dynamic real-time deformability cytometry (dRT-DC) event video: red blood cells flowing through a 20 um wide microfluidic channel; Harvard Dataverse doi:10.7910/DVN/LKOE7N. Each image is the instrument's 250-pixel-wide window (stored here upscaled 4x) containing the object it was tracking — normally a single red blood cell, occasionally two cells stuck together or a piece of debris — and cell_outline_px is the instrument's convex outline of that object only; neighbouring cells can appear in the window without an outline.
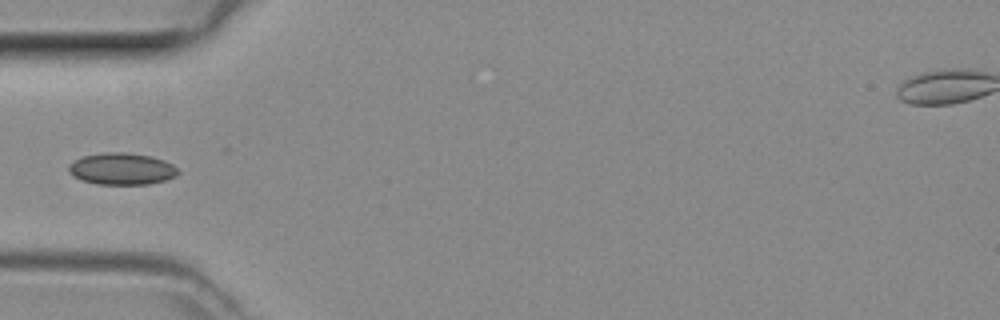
{"species": "common noctule bat (a hibernating species)", "species_latin": "Nyctalus noctula", "temperature_condition": "room temperature", "stored_images_in_passage": 28, "camera_frame_rate_fps": 3000, "um_per_image_px": 0.085, "animal": {"sex": "female", "body_mass_g": 29.2, "forearm_length_mm": 56.3}, "frame": {"image": 1, "passage_image": 1, "time_ms": 0.0, "image_size_px": [1000, 320], "cell_outline_px": [[180, 172], [176, 176], [164, 180], [148, 184], [96, 184], [80, 180], [72, 176], [68, 172], [68, 164], [84, 156], [108, 152], [124, 152], [148, 156], [164, 160], [172, 164]], "centroid_in_image_um": [10.32, 14.36], "position_along_channel_um": 74.7, "area_um2": 20.17}}
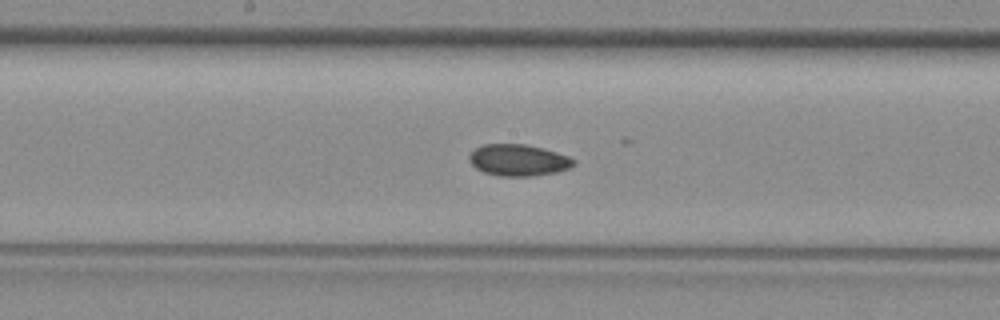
{"frame": {"image": 2, "passage_image": 10, "time_ms": 3.0, "image_size_px": [1000, 320], "cell_outline_px": [[576, 164], [572, 168], [556, 172], [532, 176], [496, 176], [484, 172], [476, 168], [468, 160], [468, 156], [476, 148], [484, 144], [524, 144], [556, 152], [568, 156], [576, 160]], "centroid_in_image_um": [44.07, 13.62], "position_along_channel_um": 204.1, "area_um2": 19.25}}
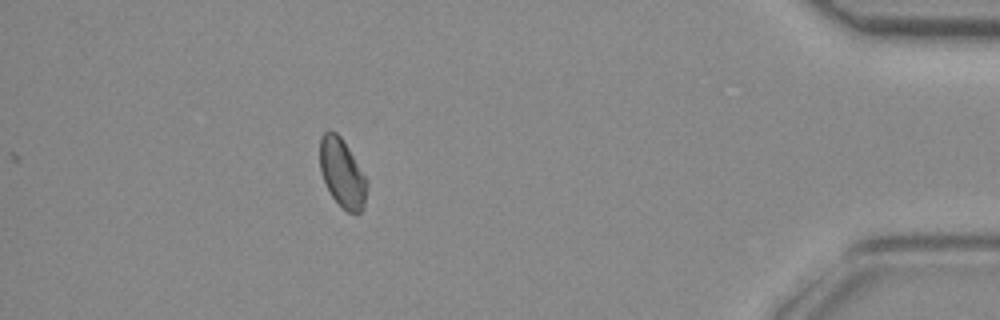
{"frame": {"image": 3, "passage_image": 28, "time_ms": 9.0, "image_size_px": [1000, 320], "cell_outline_px": [[368, 184], [364, 204], [360, 212], [356, 216], [348, 212], [332, 196], [320, 172], [320, 136], [328, 128], [336, 132], [340, 136], [348, 148], [364, 176]], "centroid_in_image_um": [29.07, 14.69], "position_along_channel_um": 406.1, "area_um2": 18.55}}